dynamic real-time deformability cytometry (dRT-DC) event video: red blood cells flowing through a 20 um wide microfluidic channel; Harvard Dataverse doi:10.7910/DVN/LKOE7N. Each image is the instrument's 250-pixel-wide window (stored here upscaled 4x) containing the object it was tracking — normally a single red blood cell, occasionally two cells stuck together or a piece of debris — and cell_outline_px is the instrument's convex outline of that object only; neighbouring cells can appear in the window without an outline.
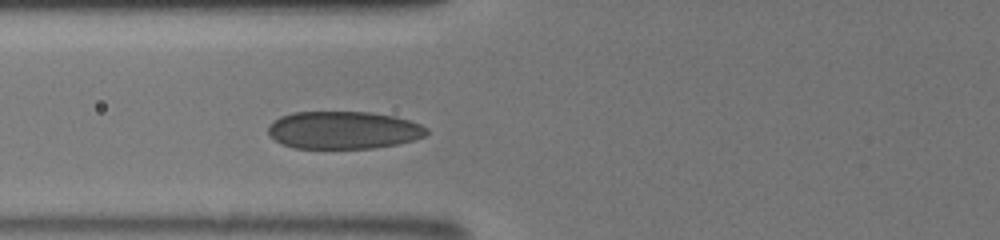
{"species": "human", "species_latin": "Homo sapiens", "temperature_condition": "room temperature", "stored_images_in_passage": 2, "camera_frame_rate_fps": 3000, "um_per_image_px": 0.085, "donor": {"sex": "male"}, "frame": {"image": 1, "passage_image": 2, "time_ms": 1.0, "image_size_px": [1000, 240], "cell_outline_px": [[428, 132], [424, 136], [412, 140], [396, 144], [372, 148], [296, 148], [284, 144], [268, 136], [268, 124], [280, 116], [292, 112], [368, 112], [396, 116], [420, 124], [428, 128]], "centroid_in_image_um": [29.17, 11.05], "position_along_channel_um": 96.6, "area_um2": 34.74}}